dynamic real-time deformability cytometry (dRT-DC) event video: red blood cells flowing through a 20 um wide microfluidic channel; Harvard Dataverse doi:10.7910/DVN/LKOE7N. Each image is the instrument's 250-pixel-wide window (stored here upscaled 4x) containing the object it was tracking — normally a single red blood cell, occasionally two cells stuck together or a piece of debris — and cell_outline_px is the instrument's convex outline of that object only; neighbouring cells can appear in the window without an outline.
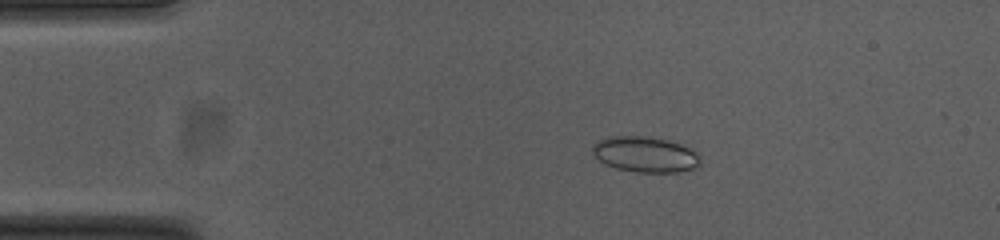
{"species": "common noctule bat (a hibernating species)", "species_latin": "Nyctalus noctula", "temperature_condition": "cold", "stored_images_in_passage": 52, "camera_frame_rate_fps": 3000, "um_per_image_px": 0.085, "animal": {"sex": "female", "body_mass_g": 23.0, "forearm_length_mm": 53.4}, "frame": {"image": 1, "passage_image": 8, "time_ms": 2.333, "image_size_px": [1000, 240], "cell_outline_px": [[700, 164], [696, 168], [676, 172], [636, 172], [616, 168], [604, 164], [592, 152], [592, 144], [596, 140], [608, 136], [648, 136], [668, 140], [680, 144], [688, 148], [700, 160]], "centroid_in_image_um": [54.77, 13.11], "position_along_channel_um": 30.2, "area_um2": 22.31}}
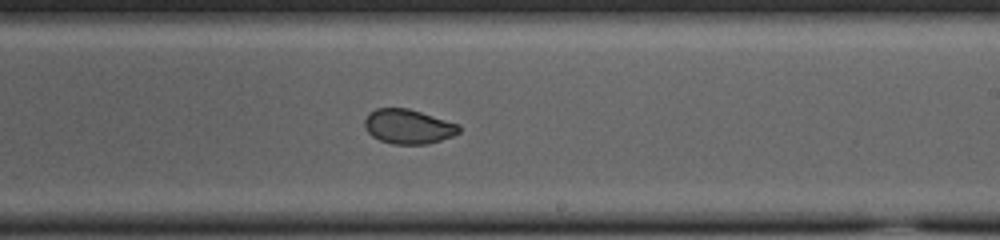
{"frame": {"image": 2, "passage_image": 30, "time_ms": 9.667, "image_size_px": [1000, 240], "cell_outline_px": [[460, 132], [452, 136], [428, 144], [392, 144], [380, 140], [372, 136], [368, 132], [364, 124], [364, 120], [368, 112], [376, 108], [408, 108], [460, 124]], "centroid_in_image_um": [34.69, 10.75], "position_along_channel_um": 254.3, "area_um2": 19.07}}
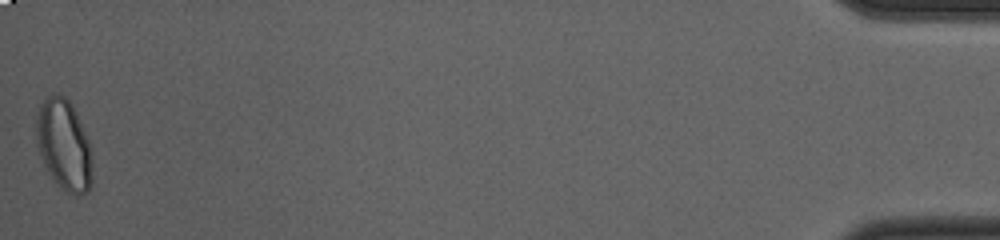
{"frame": {"image": 3, "passage_image": 52, "time_ms": 17.0, "image_size_px": [1000, 240], "cell_outline_px": [[92, 180], [88, 192], [80, 196], [76, 196], [64, 192], [60, 188], [44, 164], [36, 144], [36, 116], [40, 104], [48, 96], [56, 92], [64, 96], [72, 104], [76, 112], [88, 140], [92, 164]], "centroid_in_image_um": [5.43, 12.33], "position_along_channel_um": 429.8, "area_um2": 29.77}, "authors_computed_cell_mechanics": {"area_um2": 20.9814, "velocity_mm_per_s": 3.7369, "shape_relaxation_time_tau1_ms": 2.7899, "shape_relaxation_time_tau2_ms": 1.4269, "deformation_change_tau1": 0.0982, "deformation_change_tau2": 0.0524}}